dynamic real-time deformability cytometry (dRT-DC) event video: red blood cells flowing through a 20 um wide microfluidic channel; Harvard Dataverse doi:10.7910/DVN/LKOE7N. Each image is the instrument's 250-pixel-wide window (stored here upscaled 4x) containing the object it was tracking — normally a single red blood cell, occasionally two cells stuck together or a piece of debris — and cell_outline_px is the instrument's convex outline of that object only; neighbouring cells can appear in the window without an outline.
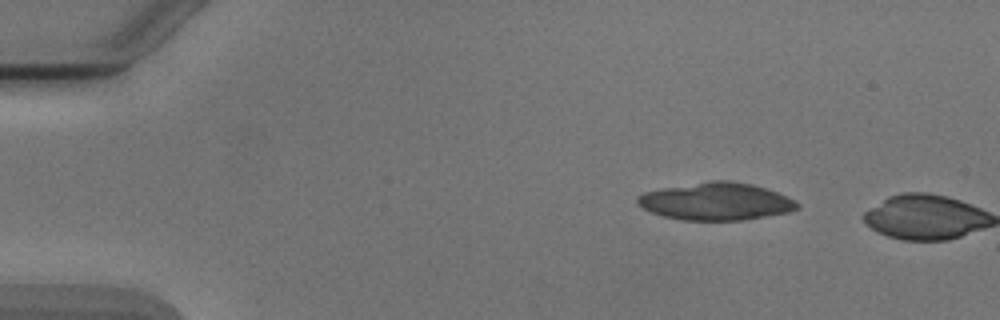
{"species": "Egyptian fruit bat (a non-hibernating species)", "species_latin": "Rousettus aegyptiacus", "temperature_condition": "cold", "stored_images_in_passage": 2, "camera_frame_rate_fps": 3000, "um_per_image_px": 0.085, "animal": {"sex": "male"}, "frame": {"image": 1, "passage_image": 1, "time_ms": 0.0, "image_size_px": [1000, 320], "cell_outline_px": [[800, 208], [788, 212], [744, 220], [680, 220], [664, 216], [652, 212], [636, 204], [636, 196], [644, 192], [664, 188], [712, 180], [728, 180], [752, 184], [776, 192], [800, 204]], "centroid_in_image_um": [60.84, 17.12], "position_along_channel_um": 24.2, "area_um2": 34.62}}